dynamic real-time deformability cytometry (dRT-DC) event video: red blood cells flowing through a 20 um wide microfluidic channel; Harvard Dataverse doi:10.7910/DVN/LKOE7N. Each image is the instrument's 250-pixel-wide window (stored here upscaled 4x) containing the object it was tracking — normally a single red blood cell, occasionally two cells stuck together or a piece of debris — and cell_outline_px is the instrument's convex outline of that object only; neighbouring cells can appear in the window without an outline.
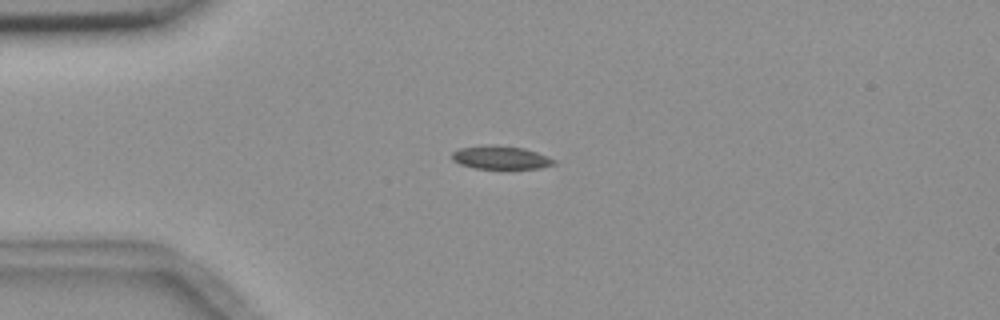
{"species": "common noctule bat (a hibernating species)", "species_latin": "Nyctalus noctula", "temperature_condition": "room temperature", "stored_images_in_passage": 4, "camera_frame_rate_fps": 3000, "um_per_image_px": 0.085, "animal": {"sex": "female", "body_mass_g": 18.4}, "frame": {"image": 1, "passage_image": 2, "time_ms": 1.333, "image_size_px": [1000, 320], "cell_outline_px": [[556, 164], [540, 168], [476, 168], [460, 164], [452, 160], [452, 152], [460, 148], [496, 144], [524, 148], [548, 156], [556, 160]], "centroid_in_image_um": [42.58, 13.38], "position_along_channel_um": 42.4, "area_um2": 13.76}}